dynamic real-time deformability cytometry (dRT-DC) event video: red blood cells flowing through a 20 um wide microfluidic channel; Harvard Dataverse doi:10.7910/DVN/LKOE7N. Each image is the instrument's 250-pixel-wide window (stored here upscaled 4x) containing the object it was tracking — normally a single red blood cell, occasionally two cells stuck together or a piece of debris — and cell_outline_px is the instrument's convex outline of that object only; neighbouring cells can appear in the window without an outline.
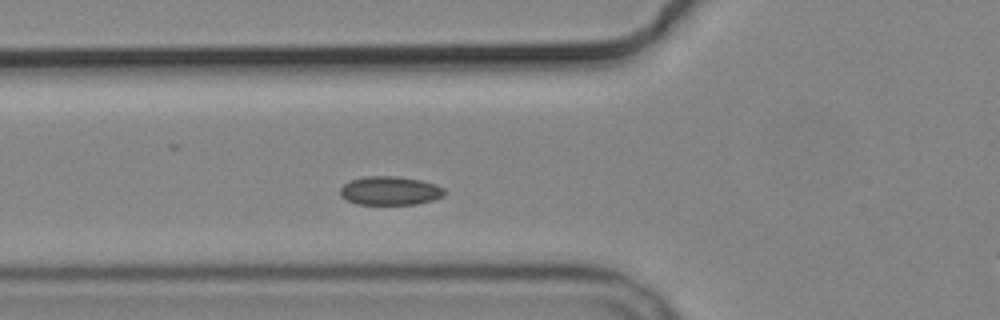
{"species": "common noctule bat (a hibernating species)", "species_latin": "Nyctalus noctula", "temperature_condition": "cold", "stored_images_in_passage": 4, "segment_of_instrument_passage": [1, 2], "camera_frame_rate_fps": 3000, "um_per_image_px": 0.085, "animal": {"sex": "male", "body_mass_g": 19.2, "forearm_length_mm": 51.8}, "frame": {"image": 1, "passage_image": 3, "time_ms": 2.333, "image_size_px": [1000, 320], "cell_outline_px": [[444, 196], [432, 200], [416, 204], [356, 204], [340, 196], [340, 188], [344, 184], [352, 180], [368, 176], [396, 176], [420, 180], [436, 184], [444, 188]], "centroid_in_image_um": [33.16, 16.21], "position_along_channel_um": 92.6, "area_um2": 17.34}}